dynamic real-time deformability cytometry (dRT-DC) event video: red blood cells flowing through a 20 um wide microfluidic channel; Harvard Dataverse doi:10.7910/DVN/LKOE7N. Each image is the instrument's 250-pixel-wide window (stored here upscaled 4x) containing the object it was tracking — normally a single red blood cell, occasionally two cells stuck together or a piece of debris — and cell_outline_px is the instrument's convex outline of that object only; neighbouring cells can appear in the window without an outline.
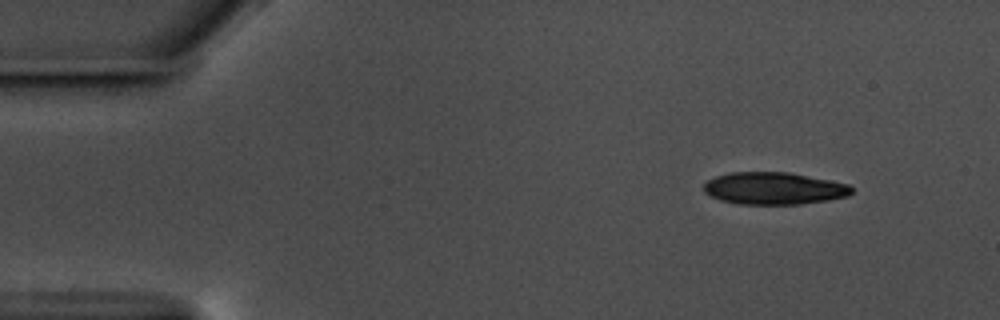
{"species": "common noctule bat (a hibernating species)", "species_latin": "Nyctalus noctula", "temperature_condition": "warm", "stored_images_in_passage": 53, "segment_of_instrument_passage": [1, 2], "camera_frame_rate_fps": 3000, "um_per_image_px": 0.085, "animal": {"sex": "male", "body_mass_g": 17.5, "forearm_length_mm": 52.3}, "frame": {"image": 1, "passage_image": 1, "time_ms": 0.0, "image_size_px": [1000, 320], "cell_outline_px": [[852, 192], [848, 196], [828, 200], [800, 204], [740, 204], [720, 200], [704, 192], [704, 184], [708, 180], [716, 176], [728, 172], [788, 172], [848, 184], [852, 188]], "centroid_in_image_um": [65.77, 16.01], "position_along_channel_um": 19.2, "area_um2": 27.63}}